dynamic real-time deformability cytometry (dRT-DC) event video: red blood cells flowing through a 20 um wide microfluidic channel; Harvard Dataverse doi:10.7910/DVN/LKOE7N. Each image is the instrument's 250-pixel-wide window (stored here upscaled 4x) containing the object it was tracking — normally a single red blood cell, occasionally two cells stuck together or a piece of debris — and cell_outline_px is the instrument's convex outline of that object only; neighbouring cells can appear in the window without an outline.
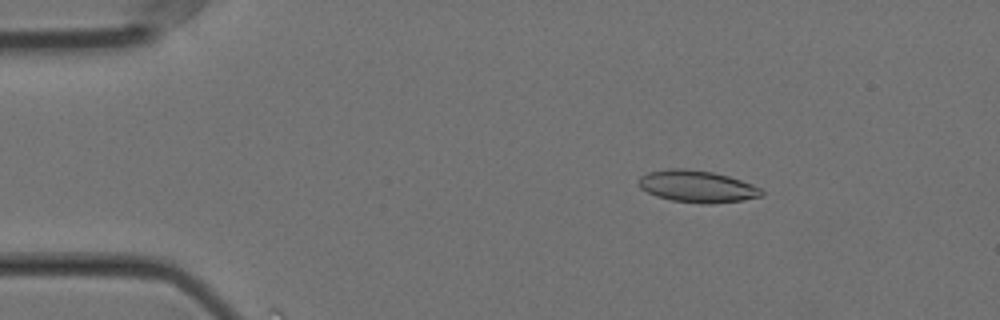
{"species": "Egyptian fruit bat (a non-hibernating species)", "species_latin": "Rousettus aegyptiacus", "temperature_condition": "cold", "stored_images_in_passage": 10, "camera_frame_rate_fps": 3000, "um_per_image_px": 0.085, "animal": {"sex": "female"}, "frame": {"image": 1, "passage_image": 9, "time_ms": 2.667, "image_size_px": [1000, 320], "cell_outline_px": [[764, 196], [744, 200], [712, 204], [704, 204], [672, 200], [656, 196], [640, 188], [640, 176], [648, 172], [668, 168], [684, 168], [712, 172], [728, 176], [752, 184], [760, 188], [764, 192]], "centroid_in_image_um": [59.28, 15.85], "position_along_channel_um": 25.7, "area_um2": 22.89}}